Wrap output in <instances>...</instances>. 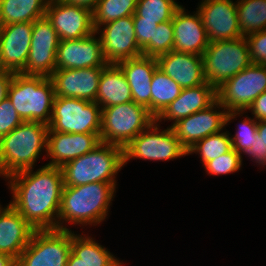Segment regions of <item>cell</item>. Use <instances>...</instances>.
Masks as SVG:
<instances>
[{"mask_svg":"<svg viewBox=\"0 0 266 266\" xmlns=\"http://www.w3.org/2000/svg\"><path fill=\"white\" fill-rule=\"evenodd\" d=\"M59 41L56 30L46 16L35 20L29 56L21 73L50 78L56 70Z\"/></svg>","mask_w":266,"mask_h":266,"instance_id":"13","label":"cell"},{"mask_svg":"<svg viewBox=\"0 0 266 266\" xmlns=\"http://www.w3.org/2000/svg\"><path fill=\"white\" fill-rule=\"evenodd\" d=\"M156 119L149 110L130 101L104 107L101 111L102 143H109L123 149L142 131L146 130Z\"/></svg>","mask_w":266,"mask_h":266,"instance_id":"6","label":"cell"},{"mask_svg":"<svg viewBox=\"0 0 266 266\" xmlns=\"http://www.w3.org/2000/svg\"><path fill=\"white\" fill-rule=\"evenodd\" d=\"M137 44L144 56L154 58V33L158 26L155 21L133 20Z\"/></svg>","mask_w":266,"mask_h":266,"instance_id":"36","label":"cell"},{"mask_svg":"<svg viewBox=\"0 0 266 266\" xmlns=\"http://www.w3.org/2000/svg\"><path fill=\"white\" fill-rule=\"evenodd\" d=\"M181 6L176 0H137L133 20H149L163 23L173 19L175 11Z\"/></svg>","mask_w":266,"mask_h":266,"instance_id":"32","label":"cell"},{"mask_svg":"<svg viewBox=\"0 0 266 266\" xmlns=\"http://www.w3.org/2000/svg\"><path fill=\"white\" fill-rule=\"evenodd\" d=\"M100 35L104 59L108 64L143 55L137 44L133 15L108 22L95 29Z\"/></svg>","mask_w":266,"mask_h":266,"instance_id":"14","label":"cell"},{"mask_svg":"<svg viewBox=\"0 0 266 266\" xmlns=\"http://www.w3.org/2000/svg\"><path fill=\"white\" fill-rule=\"evenodd\" d=\"M137 0H99L92 11L94 29L103 24L133 15Z\"/></svg>","mask_w":266,"mask_h":266,"instance_id":"31","label":"cell"},{"mask_svg":"<svg viewBox=\"0 0 266 266\" xmlns=\"http://www.w3.org/2000/svg\"><path fill=\"white\" fill-rule=\"evenodd\" d=\"M257 121L266 120V91L261 93L247 109Z\"/></svg>","mask_w":266,"mask_h":266,"instance_id":"41","label":"cell"},{"mask_svg":"<svg viewBox=\"0 0 266 266\" xmlns=\"http://www.w3.org/2000/svg\"><path fill=\"white\" fill-rule=\"evenodd\" d=\"M45 16L52 23L59 40L81 39L95 32L92 11L61 0H49Z\"/></svg>","mask_w":266,"mask_h":266,"instance_id":"15","label":"cell"},{"mask_svg":"<svg viewBox=\"0 0 266 266\" xmlns=\"http://www.w3.org/2000/svg\"><path fill=\"white\" fill-rule=\"evenodd\" d=\"M133 101L130 86L117 64H107L99 80L96 102L104 107Z\"/></svg>","mask_w":266,"mask_h":266,"instance_id":"26","label":"cell"},{"mask_svg":"<svg viewBox=\"0 0 266 266\" xmlns=\"http://www.w3.org/2000/svg\"><path fill=\"white\" fill-rule=\"evenodd\" d=\"M239 30L243 36L266 30V0H237Z\"/></svg>","mask_w":266,"mask_h":266,"instance_id":"30","label":"cell"},{"mask_svg":"<svg viewBox=\"0 0 266 266\" xmlns=\"http://www.w3.org/2000/svg\"><path fill=\"white\" fill-rule=\"evenodd\" d=\"M103 68L59 69L50 77L55 96L86 99L96 102Z\"/></svg>","mask_w":266,"mask_h":266,"instance_id":"20","label":"cell"},{"mask_svg":"<svg viewBox=\"0 0 266 266\" xmlns=\"http://www.w3.org/2000/svg\"><path fill=\"white\" fill-rule=\"evenodd\" d=\"M8 98L23 122L33 121L49 125L55 99L51 78L14 73Z\"/></svg>","mask_w":266,"mask_h":266,"instance_id":"5","label":"cell"},{"mask_svg":"<svg viewBox=\"0 0 266 266\" xmlns=\"http://www.w3.org/2000/svg\"><path fill=\"white\" fill-rule=\"evenodd\" d=\"M66 266H86L81 258L77 257L72 251H70Z\"/></svg>","mask_w":266,"mask_h":266,"instance_id":"45","label":"cell"},{"mask_svg":"<svg viewBox=\"0 0 266 266\" xmlns=\"http://www.w3.org/2000/svg\"><path fill=\"white\" fill-rule=\"evenodd\" d=\"M94 32L84 38L60 40L56 54V70L104 68L108 63L104 59L101 41Z\"/></svg>","mask_w":266,"mask_h":266,"instance_id":"18","label":"cell"},{"mask_svg":"<svg viewBox=\"0 0 266 266\" xmlns=\"http://www.w3.org/2000/svg\"><path fill=\"white\" fill-rule=\"evenodd\" d=\"M174 47L172 20L159 23L154 33V58L169 53Z\"/></svg>","mask_w":266,"mask_h":266,"instance_id":"37","label":"cell"},{"mask_svg":"<svg viewBox=\"0 0 266 266\" xmlns=\"http://www.w3.org/2000/svg\"><path fill=\"white\" fill-rule=\"evenodd\" d=\"M244 155H248L257 165L266 167V120L258 121L256 141Z\"/></svg>","mask_w":266,"mask_h":266,"instance_id":"40","label":"cell"},{"mask_svg":"<svg viewBox=\"0 0 266 266\" xmlns=\"http://www.w3.org/2000/svg\"><path fill=\"white\" fill-rule=\"evenodd\" d=\"M245 38L252 64L266 66V30L250 33Z\"/></svg>","mask_w":266,"mask_h":266,"instance_id":"39","label":"cell"},{"mask_svg":"<svg viewBox=\"0 0 266 266\" xmlns=\"http://www.w3.org/2000/svg\"><path fill=\"white\" fill-rule=\"evenodd\" d=\"M17 260L12 256L0 253V266H16Z\"/></svg>","mask_w":266,"mask_h":266,"instance_id":"44","label":"cell"},{"mask_svg":"<svg viewBox=\"0 0 266 266\" xmlns=\"http://www.w3.org/2000/svg\"><path fill=\"white\" fill-rule=\"evenodd\" d=\"M243 155L238 154L234 149L222 154L221 156L206 162L204 171L208 175H227L241 170L243 163Z\"/></svg>","mask_w":266,"mask_h":266,"instance_id":"35","label":"cell"},{"mask_svg":"<svg viewBox=\"0 0 266 266\" xmlns=\"http://www.w3.org/2000/svg\"><path fill=\"white\" fill-rule=\"evenodd\" d=\"M71 251L86 266H123L108 249L95 241V238L85 234H77L71 230Z\"/></svg>","mask_w":266,"mask_h":266,"instance_id":"27","label":"cell"},{"mask_svg":"<svg viewBox=\"0 0 266 266\" xmlns=\"http://www.w3.org/2000/svg\"><path fill=\"white\" fill-rule=\"evenodd\" d=\"M266 91V66L251 64L216 88L217 101L227 111H245Z\"/></svg>","mask_w":266,"mask_h":266,"instance_id":"11","label":"cell"},{"mask_svg":"<svg viewBox=\"0 0 266 266\" xmlns=\"http://www.w3.org/2000/svg\"><path fill=\"white\" fill-rule=\"evenodd\" d=\"M49 0H2L0 25L34 22L45 17Z\"/></svg>","mask_w":266,"mask_h":266,"instance_id":"28","label":"cell"},{"mask_svg":"<svg viewBox=\"0 0 266 266\" xmlns=\"http://www.w3.org/2000/svg\"><path fill=\"white\" fill-rule=\"evenodd\" d=\"M199 12L209 42L231 40L243 35L239 30L237 4L233 0H202Z\"/></svg>","mask_w":266,"mask_h":266,"instance_id":"16","label":"cell"},{"mask_svg":"<svg viewBox=\"0 0 266 266\" xmlns=\"http://www.w3.org/2000/svg\"><path fill=\"white\" fill-rule=\"evenodd\" d=\"M233 149L229 131H220L215 134H211L191 147L187 153L188 155L196 153L199 154L200 160L204 165L210 160L221 156Z\"/></svg>","mask_w":266,"mask_h":266,"instance_id":"33","label":"cell"},{"mask_svg":"<svg viewBox=\"0 0 266 266\" xmlns=\"http://www.w3.org/2000/svg\"><path fill=\"white\" fill-rule=\"evenodd\" d=\"M117 184L93 182L79 186H64L58 215V230H71L70 224L97 226L109 215ZM65 225H64V224Z\"/></svg>","mask_w":266,"mask_h":266,"instance_id":"2","label":"cell"},{"mask_svg":"<svg viewBox=\"0 0 266 266\" xmlns=\"http://www.w3.org/2000/svg\"><path fill=\"white\" fill-rule=\"evenodd\" d=\"M22 122L11 100L6 97L0 103V139L14 130Z\"/></svg>","mask_w":266,"mask_h":266,"instance_id":"38","label":"cell"},{"mask_svg":"<svg viewBox=\"0 0 266 266\" xmlns=\"http://www.w3.org/2000/svg\"><path fill=\"white\" fill-rule=\"evenodd\" d=\"M216 100V88L210 83L183 88L180 95L156 118V121H173L169 125L172 126L180 119L208 108Z\"/></svg>","mask_w":266,"mask_h":266,"instance_id":"24","label":"cell"},{"mask_svg":"<svg viewBox=\"0 0 266 266\" xmlns=\"http://www.w3.org/2000/svg\"><path fill=\"white\" fill-rule=\"evenodd\" d=\"M186 155L188 156L187 150L176 137L171 126L161 129L157 121H154L123 149L124 166L133 159L169 161Z\"/></svg>","mask_w":266,"mask_h":266,"instance_id":"9","label":"cell"},{"mask_svg":"<svg viewBox=\"0 0 266 266\" xmlns=\"http://www.w3.org/2000/svg\"><path fill=\"white\" fill-rule=\"evenodd\" d=\"M10 204L34 230H58V215L64 187L61 167L44 165L23 170L8 178Z\"/></svg>","mask_w":266,"mask_h":266,"instance_id":"1","label":"cell"},{"mask_svg":"<svg viewBox=\"0 0 266 266\" xmlns=\"http://www.w3.org/2000/svg\"><path fill=\"white\" fill-rule=\"evenodd\" d=\"M130 86L133 101L151 113V80L158 67L156 58L141 55L118 62Z\"/></svg>","mask_w":266,"mask_h":266,"instance_id":"25","label":"cell"},{"mask_svg":"<svg viewBox=\"0 0 266 266\" xmlns=\"http://www.w3.org/2000/svg\"><path fill=\"white\" fill-rule=\"evenodd\" d=\"M244 113L245 111H227L216 100L208 108L180 119L171 128L183 147L188 151L203 138L225 130L232 120L243 116L241 114Z\"/></svg>","mask_w":266,"mask_h":266,"instance_id":"12","label":"cell"},{"mask_svg":"<svg viewBox=\"0 0 266 266\" xmlns=\"http://www.w3.org/2000/svg\"><path fill=\"white\" fill-rule=\"evenodd\" d=\"M33 22L0 25V71L21 73L26 66Z\"/></svg>","mask_w":266,"mask_h":266,"instance_id":"17","label":"cell"},{"mask_svg":"<svg viewBox=\"0 0 266 266\" xmlns=\"http://www.w3.org/2000/svg\"><path fill=\"white\" fill-rule=\"evenodd\" d=\"M34 228L9 203L0 204V253H5L16 260L27 247Z\"/></svg>","mask_w":266,"mask_h":266,"instance_id":"23","label":"cell"},{"mask_svg":"<svg viewBox=\"0 0 266 266\" xmlns=\"http://www.w3.org/2000/svg\"><path fill=\"white\" fill-rule=\"evenodd\" d=\"M71 230H35L16 266H66Z\"/></svg>","mask_w":266,"mask_h":266,"instance_id":"10","label":"cell"},{"mask_svg":"<svg viewBox=\"0 0 266 266\" xmlns=\"http://www.w3.org/2000/svg\"><path fill=\"white\" fill-rule=\"evenodd\" d=\"M245 117L237 125L238 127L234 135H231L229 132L233 149L240 155L245 154L248 149L252 148L253 142L256 141L258 126L257 120L249 118L247 115Z\"/></svg>","mask_w":266,"mask_h":266,"instance_id":"34","label":"cell"},{"mask_svg":"<svg viewBox=\"0 0 266 266\" xmlns=\"http://www.w3.org/2000/svg\"><path fill=\"white\" fill-rule=\"evenodd\" d=\"M14 73L8 71H0V103L8 97V90L13 80Z\"/></svg>","mask_w":266,"mask_h":266,"instance_id":"42","label":"cell"},{"mask_svg":"<svg viewBox=\"0 0 266 266\" xmlns=\"http://www.w3.org/2000/svg\"><path fill=\"white\" fill-rule=\"evenodd\" d=\"M202 58L205 80L215 88L252 64L245 36L209 42Z\"/></svg>","mask_w":266,"mask_h":266,"instance_id":"7","label":"cell"},{"mask_svg":"<svg viewBox=\"0 0 266 266\" xmlns=\"http://www.w3.org/2000/svg\"><path fill=\"white\" fill-rule=\"evenodd\" d=\"M174 47L177 52L203 55L209 45L201 16L198 11L188 13L181 5L174 13L173 19Z\"/></svg>","mask_w":266,"mask_h":266,"instance_id":"21","label":"cell"},{"mask_svg":"<svg viewBox=\"0 0 266 266\" xmlns=\"http://www.w3.org/2000/svg\"><path fill=\"white\" fill-rule=\"evenodd\" d=\"M123 167V148L101 142L92 151L65 163L61 170L64 186H79L93 182L116 184V175Z\"/></svg>","mask_w":266,"mask_h":266,"instance_id":"4","label":"cell"},{"mask_svg":"<svg viewBox=\"0 0 266 266\" xmlns=\"http://www.w3.org/2000/svg\"><path fill=\"white\" fill-rule=\"evenodd\" d=\"M101 111L97 102L55 96L48 132L100 133Z\"/></svg>","mask_w":266,"mask_h":266,"instance_id":"8","label":"cell"},{"mask_svg":"<svg viewBox=\"0 0 266 266\" xmlns=\"http://www.w3.org/2000/svg\"><path fill=\"white\" fill-rule=\"evenodd\" d=\"M101 143L100 133L48 132L46 165L62 167L65 163L92 151Z\"/></svg>","mask_w":266,"mask_h":266,"instance_id":"19","label":"cell"},{"mask_svg":"<svg viewBox=\"0 0 266 266\" xmlns=\"http://www.w3.org/2000/svg\"><path fill=\"white\" fill-rule=\"evenodd\" d=\"M181 91L182 87L157 67L151 80V115L156 119Z\"/></svg>","mask_w":266,"mask_h":266,"instance_id":"29","label":"cell"},{"mask_svg":"<svg viewBox=\"0 0 266 266\" xmlns=\"http://www.w3.org/2000/svg\"><path fill=\"white\" fill-rule=\"evenodd\" d=\"M49 126L41 122H22L0 139V176L35 168L41 152L47 151Z\"/></svg>","mask_w":266,"mask_h":266,"instance_id":"3","label":"cell"},{"mask_svg":"<svg viewBox=\"0 0 266 266\" xmlns=\"http://www.w3.org/2000/svg\"><path fill=\"white\" fill-rule=\"evenodd\" d=\"M157 65L182 89L206 83L201 55L170 51L156 58Z\"/></svg>","mask_w":266,"mask_h":266,"instance_id":"22","label":"cell"},{"mask_svg":"<svg viewBox=\"0 0 266 266\" xmlns=\"http://www.w3.org/2000/svg\"><path fill=\"white\" fill-rule=\"evenodd\" d=\"M71 5H78L93 11L98 4L99 0H61Z\"/></svg>","mask_w":266,"mask_h":266,"instance_id":"43","label":"cell"}]
</instances>
